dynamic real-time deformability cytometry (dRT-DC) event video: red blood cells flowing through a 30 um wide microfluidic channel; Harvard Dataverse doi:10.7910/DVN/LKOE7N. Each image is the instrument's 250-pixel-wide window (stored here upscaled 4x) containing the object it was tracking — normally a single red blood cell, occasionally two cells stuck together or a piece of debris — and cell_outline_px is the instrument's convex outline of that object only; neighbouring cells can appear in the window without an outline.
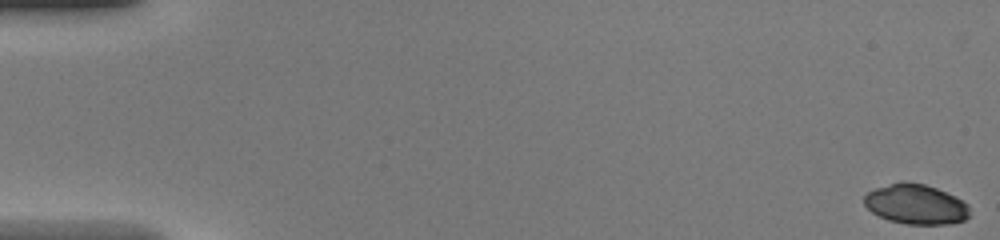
{"species": "common noctule bat (a hibernating species)", "species_latin": "Nyctalus noctula", "temperature_condition": "warm", "stored_images_in_passage": 48, "camera_frame_rate_fps": 3000, "um_per_image_px": 0.085, "animal": {"sex": "female", "body_mass_g": 20.0, "forearm_length_mm": 54.0}, "frame": {"image": 1, "passage_image": 1, "time_ms": 0.0, "image_size_px": [1000, 240], "cell_outline_px": [[968, 216], [964, 220], [948, 224], [908, 224], [888, 220], [872, 212], [864, 204], [864, 196], [868, 192], [876, 188], [904, 180], [924, 184], [936, 188], [956, 196], [968, 204]], "centroid_in_image_um": [77.84, 17.35], "position_along_channel_um": 7.2, "area_um2": 24.45}}
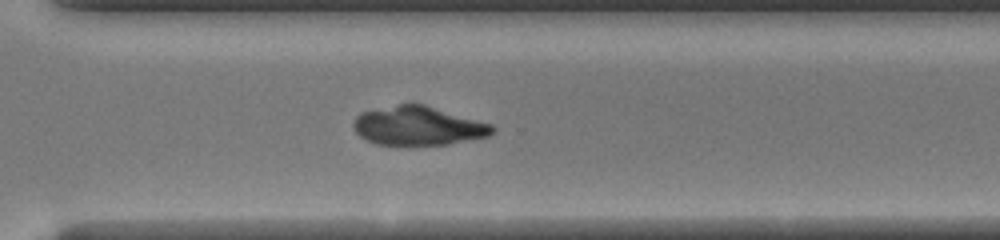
{"frame": {"image": 2, "passage_image": 35, "time_ms": 11.333, "image_size_px": [1000, 240], "cell_outline_px": [[496, 128], [488, 136], [448, 144], [376, 144], [364, 140], [352, 128], [352, 124], [356, 116], [360, 112], [400, 104], [424, 104], [492, 124]], "centroid_in_image_um": [35.51, 10.69], "position_along_channel_um": 335.1, "area_um2": 31.27}}
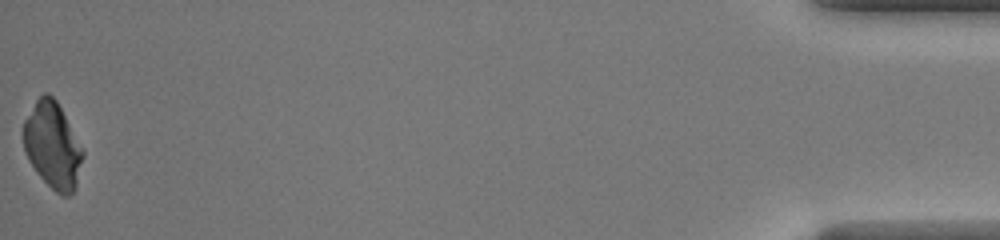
{"frame": {"image": 3, "passage_image": 48, "time_ms": 15.667, "image_size_px": [1000, 240], "cell_outline_px": [[84, 156], [76, 188], [68, 196], [60, 196], [36, 172], [28, 160], [24, 152], [20, 132], [24, 120], [36, 100], [44, 92], [48, 92], [56, 100], [84, 152]], "centroid_in_image_um": [4.43, 12.37], "position_along_channel_um": 430.8, "area_um2": 30.06}}